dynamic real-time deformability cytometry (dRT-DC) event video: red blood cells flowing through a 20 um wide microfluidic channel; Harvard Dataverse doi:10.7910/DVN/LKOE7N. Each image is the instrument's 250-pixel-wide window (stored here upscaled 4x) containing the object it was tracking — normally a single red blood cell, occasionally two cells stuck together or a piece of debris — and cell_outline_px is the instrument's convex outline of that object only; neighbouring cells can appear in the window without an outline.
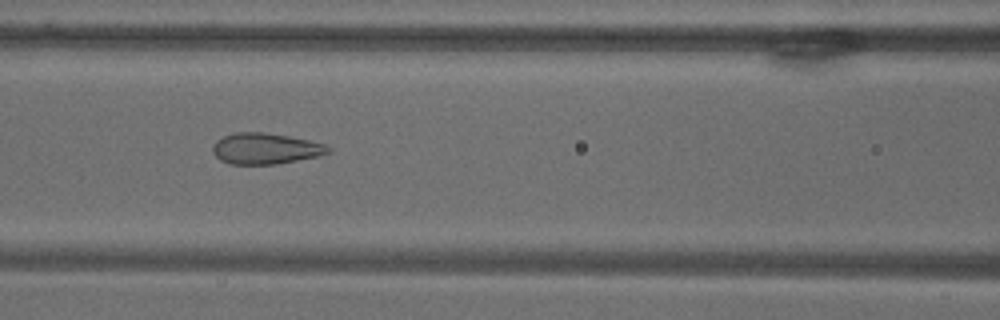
{"species": "common noctule bat (a hibernating species)", "species_latin": "Nyctalus noctula", "temperature_condition": "warm", "stored_images_in_passage": 9, "camera_frame_rate_fps": 3000, "um_per_image_px": 0.085, "animal": {"sex": "male", "body_mass_g": 18.8}, "frame": {"image": 1, "passage_image": 8, "time_ms": 8.333, "image_size_px": [1000, 320], "cell_outline_px": [[332, 152], [316, 156], [276, 164], [228, 164], [220, 160], [212, 152], [212, 144], [216, 140], [232, 132], [264, 132], [288, 136], [308, 140], [324, 144], [332, 148]], "centroid_in_image_um": [22.52, 12.62], "position_along_channel_um": 144.1, "area_um2": 20.92}}